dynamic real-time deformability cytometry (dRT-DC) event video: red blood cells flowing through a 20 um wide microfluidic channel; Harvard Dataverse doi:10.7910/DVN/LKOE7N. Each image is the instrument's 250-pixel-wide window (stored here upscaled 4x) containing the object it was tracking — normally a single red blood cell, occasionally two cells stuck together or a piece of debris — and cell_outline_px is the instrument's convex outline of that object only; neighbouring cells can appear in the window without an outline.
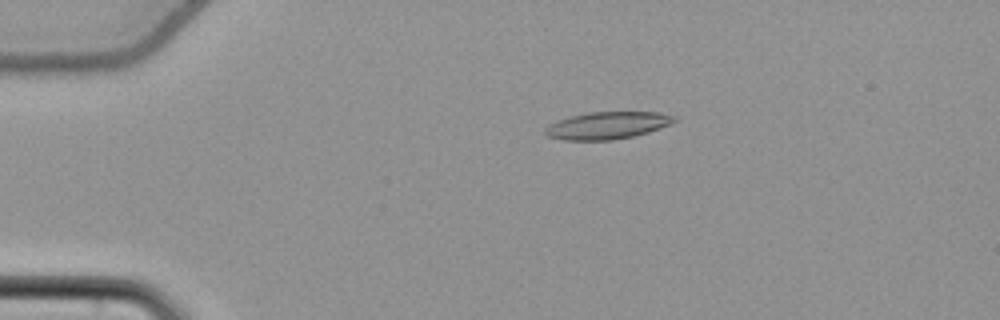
{"species": "common noctule bat (a hibernating species)", "species_latin": "Nyctalus noctula", "temperature_condition": "cold", "stored_images_in_passage": 55, "camera_frame_rate_fps": 3000, "um_per_image_px": 0.085, "animal": {"sex": "female", "body_mass_g": 22.7, "forearm_length_mm": 54.2}, "frame": {"image": 1, "passage_image": 12, "time_ms": 3.667, "image_size_px": [1000, 320], "cell_outline_px": [[680, 120], [672, 124], [648, 132], [632, 136], [612, 140], [564, 140], [548, 136], [544, 132], [544, 128], [548, 124], [556, 120], [568, 116], [588, 112], [660, 112], [676, 116]], "centroid_in_image_um": [51.63, 10.65], "position_along_channel_um": 33.4, "area_um2": 20.81}}
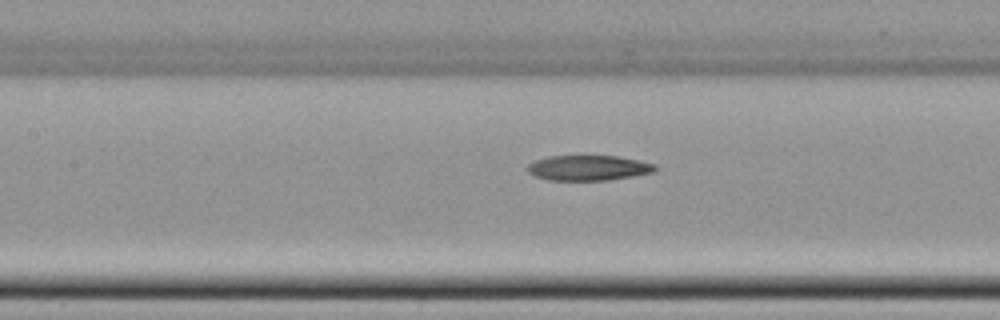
{"frame": {"image": 2, "passage_image": 26, "time_ms": 8.333, "image_size_px": [1000, 320], "cell_outline_px": [[656, 172], [608, 180], [548, 180], [536, 176], [528, 172], [524, 168], [528, 164], [536, 160], [548, 156], [616, 156], [640, 160], [656, 164]], "centroid_in_image_um": [50.02, 14.27], "position_along_channel_um": 157.4, "area_um2": 18.84}}
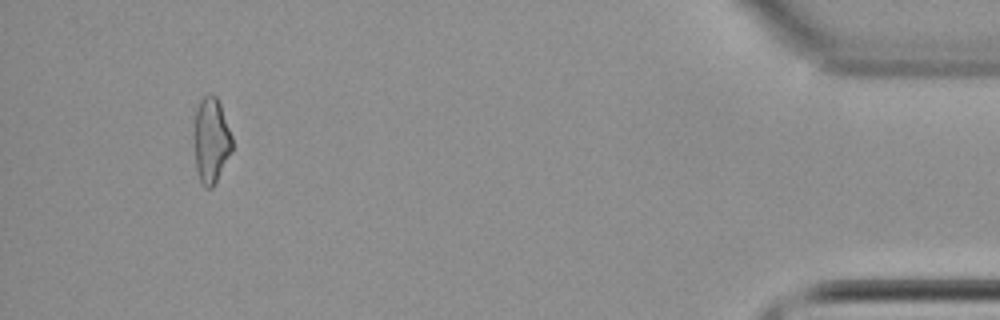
{"frame": {"image": 3, "passage_image": 52, "time_ms": 17.0, "image_size_px": [1000, 320], "cell_outline_px": [[232, 152], [212, 188], [204, 188], [200, 184], [196, 168], [192, 136], [196, 108], [200, 100], [208, 92], [216, 96], [220, 104], [232, 136]], "centroid_in_image_um": [17.91, 11.93], "position_along_channel_um": 417.3, "area_um2": 19.48}}